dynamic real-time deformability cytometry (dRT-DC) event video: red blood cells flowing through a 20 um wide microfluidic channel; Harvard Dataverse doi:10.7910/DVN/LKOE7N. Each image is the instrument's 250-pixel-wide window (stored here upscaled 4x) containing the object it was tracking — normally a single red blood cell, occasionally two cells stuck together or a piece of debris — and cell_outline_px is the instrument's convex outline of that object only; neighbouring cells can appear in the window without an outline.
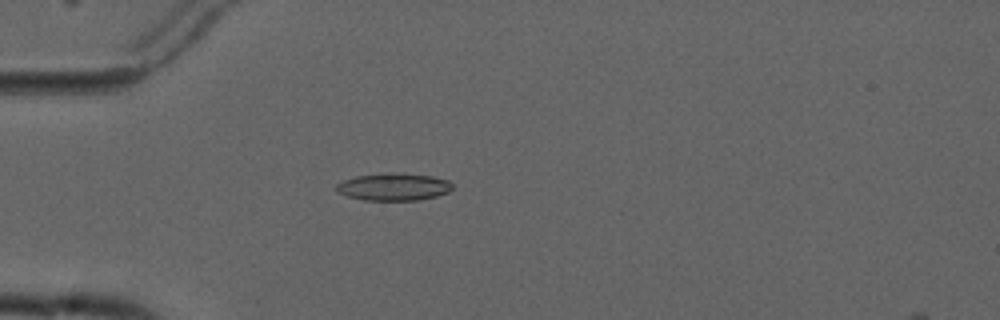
{"species": "common noctule bat (a hibernating species)", "species_latin": "Nyctalus noctula", "temperature_condition": "cold", "stored_images_in_passage": 5, "camera_frame_rate_fps": 3000, "um_per_image_px": 0.085, "animal": {"sex": "male", "forearm_length_mm": 52.5}, "frame": {"image": 1, "passage_image": 4, "time_ms": 4.333, "image_size_px": [1000, 320], "cell_outline_px": [[452, 188], [448, 192], [436, 196], [416, 200], [364, 200], [348, 196], [336, 192], [336, 184], [344, 180], [356, 176], [384, 172], [392, 172], [432, 176], [448, 180], [452, 184]], "centroid_in_image_um": [33.44, 15.87], "position_along_channel_um": 51.6, "area_um2": 18.55}}